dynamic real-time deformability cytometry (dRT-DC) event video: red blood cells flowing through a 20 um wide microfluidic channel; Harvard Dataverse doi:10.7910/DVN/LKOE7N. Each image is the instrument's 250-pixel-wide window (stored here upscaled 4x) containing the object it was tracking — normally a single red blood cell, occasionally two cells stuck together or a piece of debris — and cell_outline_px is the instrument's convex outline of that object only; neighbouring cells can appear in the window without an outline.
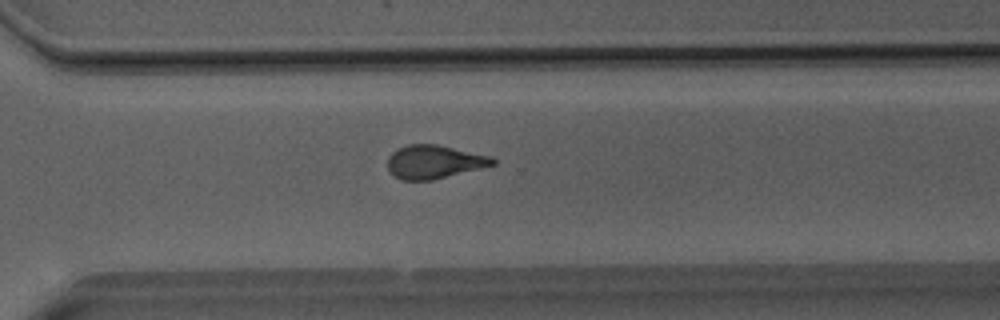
{"species": "Egyptian fruit bat (a non-hibernating species)", "species_latin": "Rousettus aegyptiacus", "temperature_condition": "room temperature", "stored_images_in_passage": 36, "camera_frame_rate_fps": 3000, "um_per_image_px": 0.085, "animal": {"sex": "male"}, "frame": {"image": 1, "passage_image": 22, "time_ms": 7.0, "image_size_px": [1000, 320], "cell_outline_px": [[496, 164], [432, 180], [400, 180], [388, 168], [388, 156], [392, 152], [408, 144], [436, 144], [492, 156], [496, 160]], "centroid_in_image_um": [36.92, 13.75], "position_along_channel_um": 333.7, "area_um2": 20.29}}
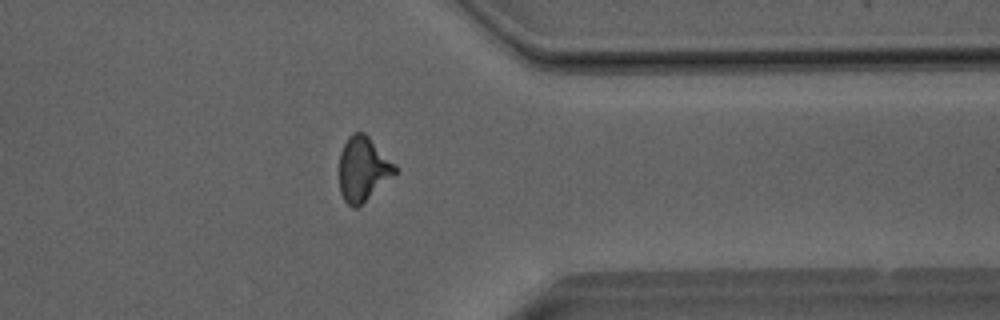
{"frame": {"image": 2, "passage_image": 26, "time_ms": 8.333, "image_size_px": [1000, 320], "cell_outline_px": [[396, 172], [392, 176], [356, 208], [352, 208], [344, 200], [340, 192], [340, 152], [348, 136], [352, 132], [364, 132], [396, 164]], "centroid_in_image_um": [30.84, 14.33], "position_along_channel_um": 380.6, "area_um2": 20.58}}
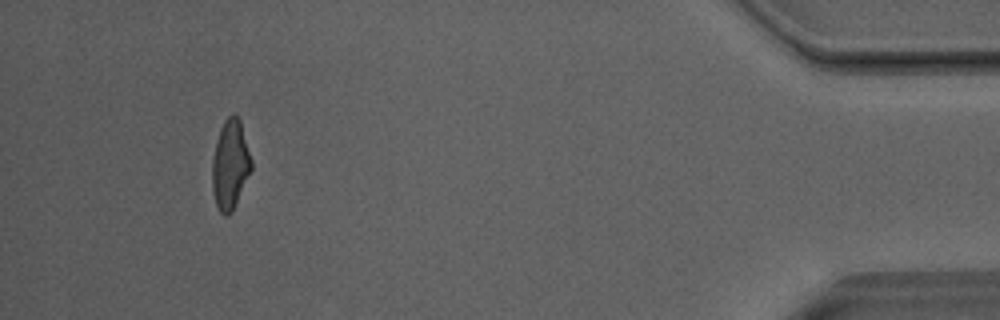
{"frame": {"image": 3, "passage_image": 33, "time_ms": 10.667, "image_size_px": [1000, 320], "cell_outline_px": [[252, 168], [232, 212], [228, 216], [224, 216], [220, 212], [216, 204], [212, 188], [212, 160], [216, 140], [220, 128], [224, 120], [232, 112], [240, 120], [252, 160]], "centroid_in_image_um": [19.56, 13.99], "position_along_channel_um": 415.6, "area_um2": 20.4}, "authors_computed_cell_mechanics": {"area_um2": 20.5768, "velocity_mm_per_s": 4.0599, "shape_relaxation_time_tau1_ms": null, "shape_relaxation_time_tau2_ms": 1.9326, "deformation_change_tau1": null, "deformation_change_tau2": 0.1159}}